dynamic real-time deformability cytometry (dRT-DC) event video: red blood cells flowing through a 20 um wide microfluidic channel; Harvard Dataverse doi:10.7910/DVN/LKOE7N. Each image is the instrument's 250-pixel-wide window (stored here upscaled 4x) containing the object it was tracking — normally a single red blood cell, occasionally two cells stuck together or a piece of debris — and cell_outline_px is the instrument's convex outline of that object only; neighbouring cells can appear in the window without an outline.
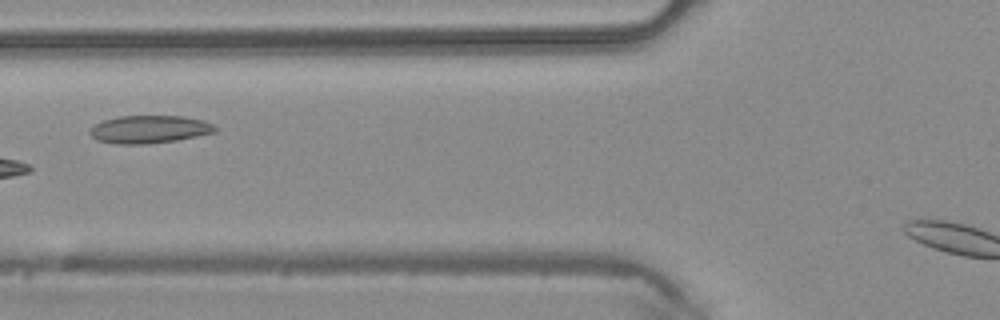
{"species": "common noctule bat (a hibernating species)", "species_latin": "Nyctalus noctula", "temperature_condition": "warm", "stored_images_in_passage": 6, "camera_frame_rate_fps": 3000, "um_per_image_px": 0.085, "animal": {"sex": "male", "body_mass_g": 20.4}, "frame": {"image": 1, "passage_image": 5, "time_ms": 1.333, "image_size_px": [1000, 320], "cell_outline_px": [[220, 128], [216, 132], [176, 140], [144, 144], [112, 144], [96, 140], [88, 132], [88, 128], [104, 120], [120, 116], [184, 116], [204, 120]], "centroid_in_image_um": [12.69, 10.99], "position_along_channel_um": 113.1, "area_um2": 20.46}}
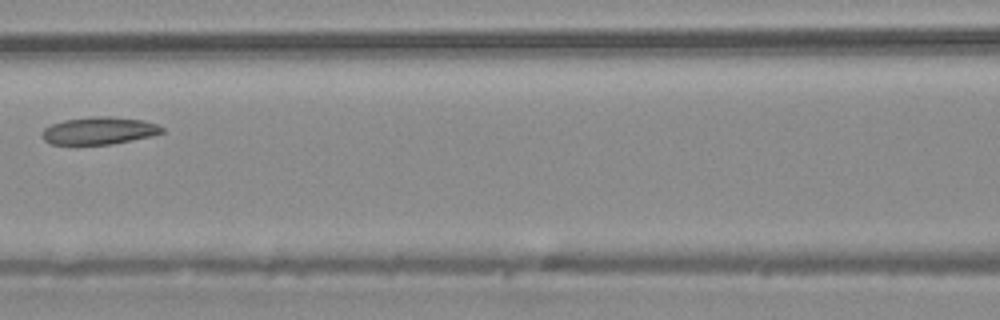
{"frame": {"image": 2, "passage_image": 6, "time_ms": 1.667, "image_size_px": [1000, 320], "cell_outline_px": [[164, 132], [148, 136], [112, 144], [52, 144], [44, 140], [44, 128], [52, 124], [64, 120], [92, 116], [112, 116], [144, 120], [156, 124], [164, 128]], "centroid_in_image_um": [8.44, 11.09], "position_along_channel_um": 158.2, "area_um2": 18.9}}